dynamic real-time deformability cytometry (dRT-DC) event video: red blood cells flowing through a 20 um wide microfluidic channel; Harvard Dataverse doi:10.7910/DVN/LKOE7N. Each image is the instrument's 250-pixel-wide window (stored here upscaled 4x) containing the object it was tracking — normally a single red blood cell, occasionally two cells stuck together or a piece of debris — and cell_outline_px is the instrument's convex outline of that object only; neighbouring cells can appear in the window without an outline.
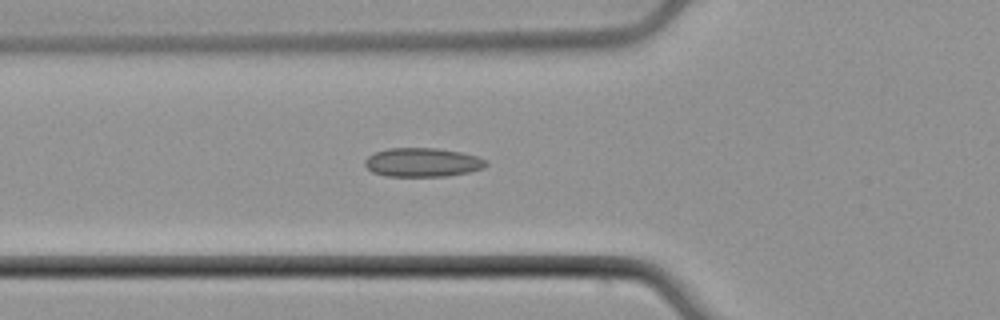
{"species": "common noctule bat (a hibernating species)", "species_latin": "Nyctalus noctula", "temperature_condition": "cold", "stored_images_in_passage": 23, "camera_frame_rate_fps": 3000, "um_per_image_px": 0.085, "animal": {"sex": "male", "body_mass_g": 21.5, "forearm_length_mm": 52.0}, "frame": {"image": 1, "passage_image": 19, "time_ms": 6.0, "image_size_px": [1000, 320], "cell_outline_px": [[488, 164], [484, 168], [468, 172], [448, 176], [384, 176], [372, 172], [364, 164], [364, 160], [368, 156], [376, 152], [388, 148], [440, 148], [460, 152], [476, 156], [488, 160]], "centroid_in_image_um": [35.92, 13.8], "position_along_channel_um": 89.9, "area_um2": 20.52}}